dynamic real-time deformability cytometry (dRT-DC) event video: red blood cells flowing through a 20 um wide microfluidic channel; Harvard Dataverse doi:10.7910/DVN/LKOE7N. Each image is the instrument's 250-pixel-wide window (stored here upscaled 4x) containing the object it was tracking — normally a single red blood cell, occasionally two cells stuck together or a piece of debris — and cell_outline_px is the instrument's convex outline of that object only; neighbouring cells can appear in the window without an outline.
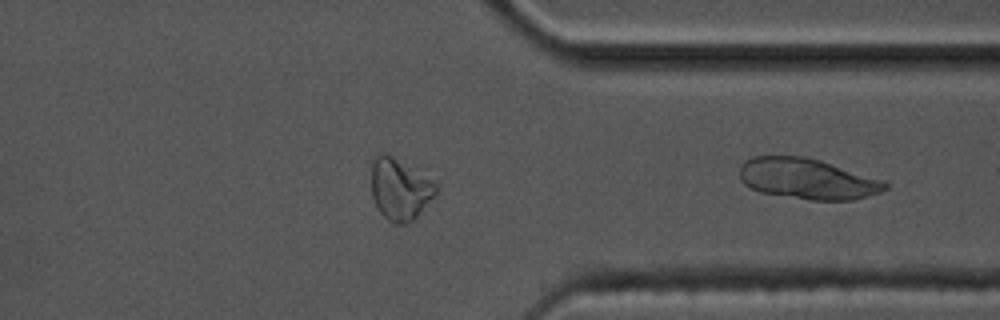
{"species": "common noctule bat (a hibernating species)", "species_latin": "Nyctalus noctula", "temperature_condition": "cold", "stored_images_in_passage": 24, "camera_frame_rate_fps": 3000, "um_per_image_px": 0.085, "animal": {"sex": "male", "body_mass_g": 17.5, "forearm_length_mm": 52.3}, "frame": {"image": 1, "passage_image": 24, "time_ms": 7.667, "image_size_px": [1000, 320], "cell_outline_px": [[888, 188], [880, 192], [852, 200], [812, 200], [760, 192], [744, 184], [740, 180], [740, 164], [744, 160], [752, 156], [804, 156], [820, 160], [884, 180], [888, 184]], "centroid_in_image_um": [68.61, 15.19], "position_along_channel_um": 342.8, "area_um2": 34.51}}